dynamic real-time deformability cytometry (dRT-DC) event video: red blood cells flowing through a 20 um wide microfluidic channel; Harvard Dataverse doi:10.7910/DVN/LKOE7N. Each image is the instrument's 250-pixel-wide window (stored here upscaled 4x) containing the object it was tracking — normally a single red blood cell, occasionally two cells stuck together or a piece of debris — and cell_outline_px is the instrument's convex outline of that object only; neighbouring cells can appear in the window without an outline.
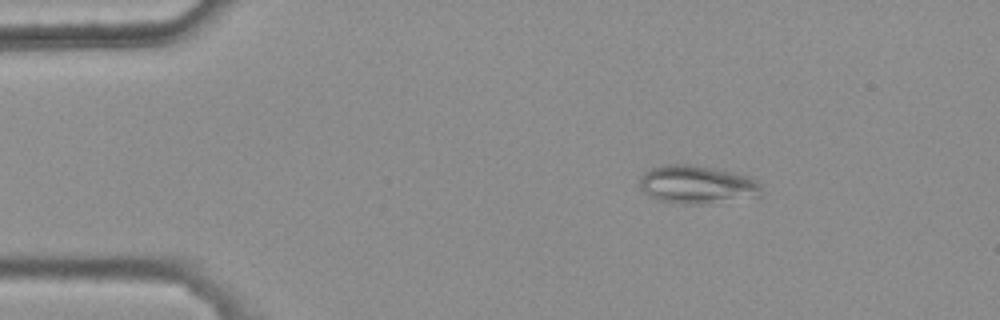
{"species": "common noctule bat (a hibernating species)", "species_latin": "Nyctalus noctula", "temperature_condition": "warm", "stored_images_in_passage": 4, "camera_frame_rate_fps": 3000, "um_per_image_px": 0.085, "animal": {"sex": "female", "body_mass_g": 25.1}, "frame": {"image": 1, "passage_image": 1, "time_ms": 0.0, "image_size_px": [1000, 320], "cell_outline_px": [[760, 196], [700, 204], [680, 204], [656, 200], [648, 196], [640, 188], [640, 176], [644, 172], [652, 168], [664, 164], [688, 164], [712, 168], [748, 176], [756, 180], [760, 184]], "centroid_in_image_um": [59.18, 15.69], "position_along_channel_um": 25.8, "area_um2": 26.99}}